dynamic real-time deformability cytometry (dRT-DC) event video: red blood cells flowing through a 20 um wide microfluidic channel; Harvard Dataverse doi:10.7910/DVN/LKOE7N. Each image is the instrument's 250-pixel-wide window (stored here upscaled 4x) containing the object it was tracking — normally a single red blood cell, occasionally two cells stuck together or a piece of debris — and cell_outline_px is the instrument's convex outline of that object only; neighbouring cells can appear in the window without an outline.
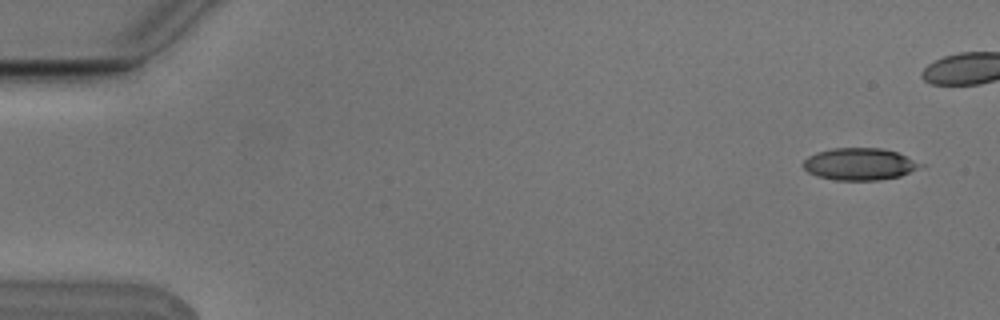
{"species": "Egyptian fruit bat (a non-hibernating species)", "species_latin": "Rousettus aegyptiacus", "temperature_condition": "cold", "stored_images_in_passage": 8, "camera_frame_rate_fps": 3000, "um_per_image_px": 0.085, "animal": {"sex": "male"}, "frame": {"image": 1, "passage_image": 1, "time_ms": 0.0, "image_size_px": [1000, 320], "cell_outline_px": [[924, 164], [900, 176], [880, 180], [836, 180], [816, 176], [808, 172], [800, 164], [808, 156], [816, 152], [832, 148], [880, 148], [896, 152]], "centroid_in_image_um": [72.99, 13.95], "position_along_channel_um": 12.0, "area_um2": 21.79}}
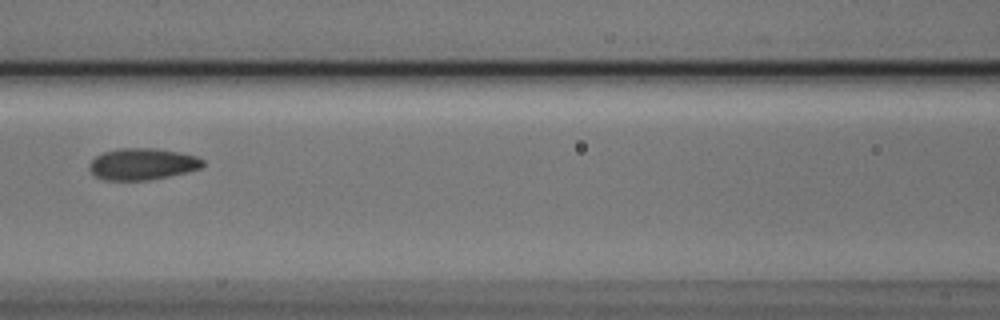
{"frame": {"image": 2, "passage_image": 8, "time_ms": 2.333, "image_size_px": [1000, 320], "cell_outline_px": [[204, 164], [200, 168], [168, 176], [148, 180], [104, 180], [96, 176], [88, 168], [88, 164], [96, 156], [104, 152], [120, 148], [156, 148], [180, 152], [196, 156], [204, 160]], "centroid_in_image_um": [12.09, 13.93], "position_along_channel_um": 154.5, "area_um2": 20.81}}